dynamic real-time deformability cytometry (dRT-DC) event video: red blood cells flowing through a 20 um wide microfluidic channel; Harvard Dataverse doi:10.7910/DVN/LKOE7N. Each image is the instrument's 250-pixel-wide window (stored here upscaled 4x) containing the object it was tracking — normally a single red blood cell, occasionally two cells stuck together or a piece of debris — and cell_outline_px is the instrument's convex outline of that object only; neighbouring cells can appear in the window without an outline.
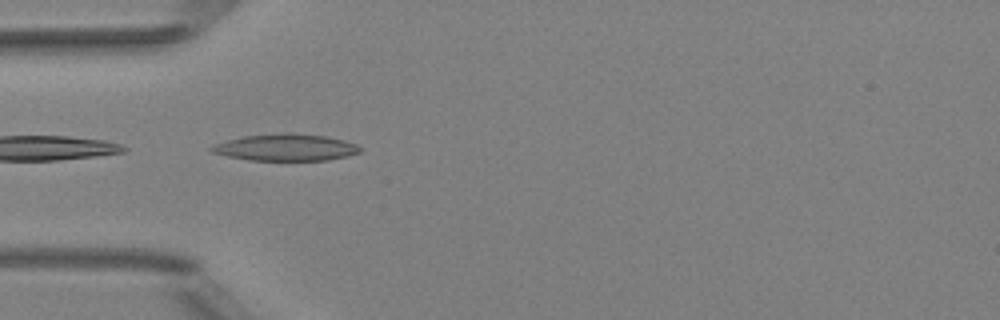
{"species": "Egyptian fruit bat (a non-hibernating species)", "species_latin": "Rousettus aegyptiacus", "temperature_condition": "room temperature", "stored_images_in_passage": 35, "camera_frame_rate_fps": 3000, "um_per_image_px": 0.085, "animal": {"sex": "female"}, "frame": {"image": 1, "passage_image": 1, "time_ms": 0.0, "image_size_px": [1000, 320], "cell_outline_px": [[364, 148], [360, 152], [348, 156], [328, 160], [248, 160], [228, 156], [212, 152], [208, 148], [216, 144], [228, 140], [244, 136], [288, 132], [324, 136], [344, 140], [356, 144]], "centroid_in_image_um": [24.33, 12.53], "position_along_channel_um": 60.7, "area_um2": 23.12}}
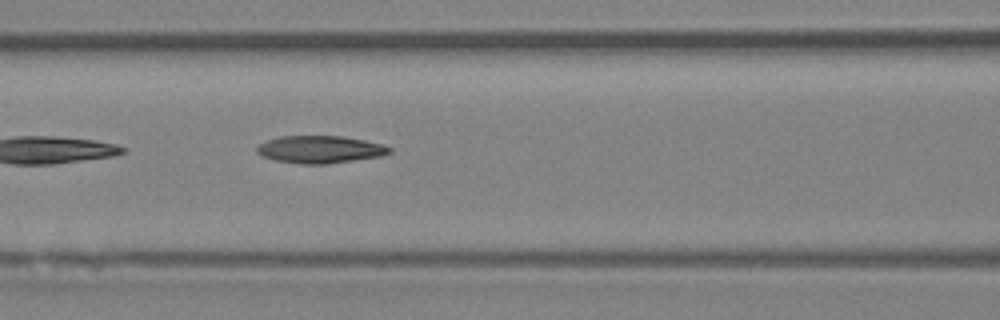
{"frame": {"image": 2, "passage_image": 7, "time_ms": 2.0, "image_size_px": [1000, 320], "cell_outline_px": [[392, 152], [380, 156], [328, 164], [300, 164], [276, 160], [260, 156], [256, 152], [256, 148], [260, 144], [268, 140], [280, 136], [344, 136], [384, 144], [392, 148]], "centroid_in_image_um": [27.21, 12.7], "position_along_channel_um": 139.4, "area_um2": 21.27}}
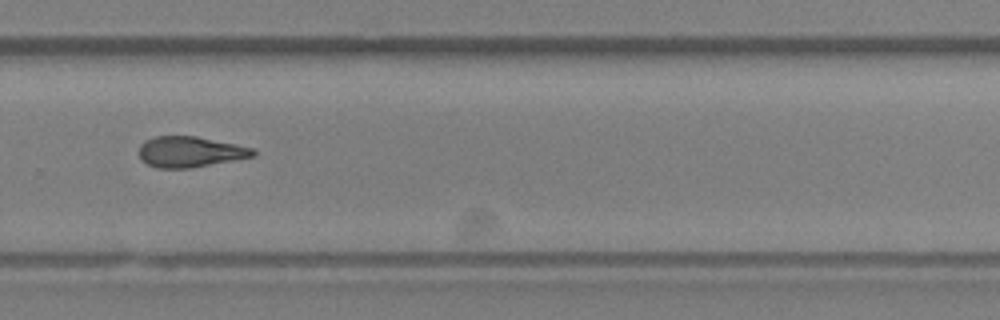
{"frame": {"image": 3, "passage_image": 20, "time_ms": 6.333, "image_size_px": [1000, 320], "cell_outline_px": [[256, 156], [192, 168], [156, 168], [140, 160], [140, 144], [144, 140], [156, 136], [196, 136], [236, 144], [252, 148], [256, 152]], "centroid_in_image_um": [16.15, 12.91], "position_along_channel_um": 313.6, "area_um2": 20.52}, "authors_computed_cell_mechanics": {"area_um2": 20.6924, "velocity_mm_per_s": 4.0357, "shape_relaxation_time_tau1_ms": 9.6799, "shape_relaxation_time_tau2_ms": 7.039, "deformation_change_tau1": 0.2514, "deformation_change_tau2": 0.1998}}